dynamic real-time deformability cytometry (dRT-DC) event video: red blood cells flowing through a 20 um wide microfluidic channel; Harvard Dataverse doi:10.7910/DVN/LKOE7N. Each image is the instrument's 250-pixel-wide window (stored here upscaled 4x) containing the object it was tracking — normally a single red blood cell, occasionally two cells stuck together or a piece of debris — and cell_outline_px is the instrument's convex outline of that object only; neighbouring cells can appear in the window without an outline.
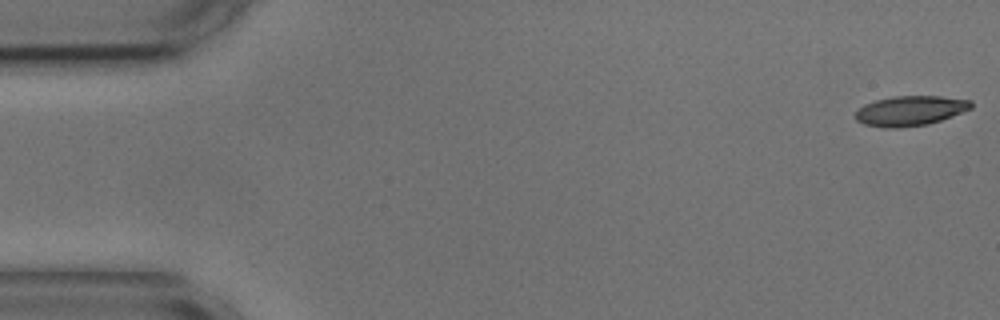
{"species": "common noctule bat (a hibernating species)", "species_latin": "Nyctalus noctula", "temperature_condition": "cold", "stored_images_in_passage": 55, "camera_frame_rate_fps": 3000, "um_per_image_px": 0.085, "animal": {"sex": "male", "body_mass_g": 17.9, "forearm_length_mm": 54.2}, "frame": {"image": 1, "passage_image": 1, "time_ms": 0.0, "image_size_px": [1000, 320], "cell_outline_px": [[972, 108], [940, 120], [928, 124], [896, 128], [884, 128], [864, 124], [856, 120], [856, 112], [864, 104], [876, 100], [892, 96], [940, 96], [972, 100]], "centroid_in_image_um": [77.36, 9.41], "position_along_channel_um": 7.6, "area_um2": 20.06}}
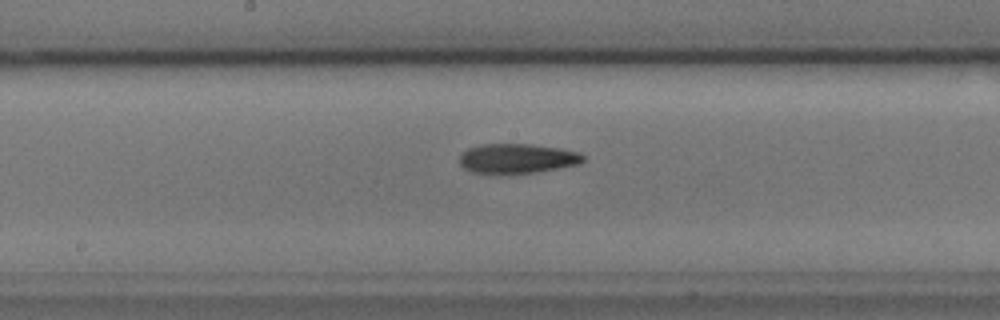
{"frame": {"image": 2, "passage_image": 28, "time_ms": 9.0, "image_size_px": [1000, 320], "cell_outline_px": [[584, 160], [580, 164], [536, 172], [508, 176], [472, 172], [464, 168], [460, 164], [460, 156], [468, 148], [480, 144], [532, 144], [560, 148], [580, 152], [584, 156]], "centroid_in_image_um": [43.96, 13.5], "position_along_channel_um": 204.2, "area_um2": 21.96}}
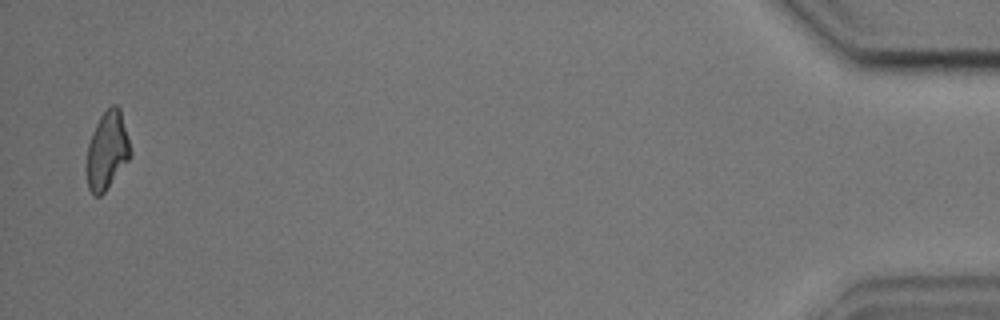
{"frame": {"image": 3, "passage_image": 54, "time_ms": 17.667, "image_size_px": [1000, 320], "cell_outline_px": [[132, 156], [104, 192], [100, 196], [92, 196], [88, 188], [84, 168], [88, 144], [92, 132], [100, 116], [112, 104], [116, 104], [120, 108], [132, 152]], "centroid_in_image_um": [9.08, 12.83], "position_along_channel_um": 426.1, "area_um2": 20.29}}